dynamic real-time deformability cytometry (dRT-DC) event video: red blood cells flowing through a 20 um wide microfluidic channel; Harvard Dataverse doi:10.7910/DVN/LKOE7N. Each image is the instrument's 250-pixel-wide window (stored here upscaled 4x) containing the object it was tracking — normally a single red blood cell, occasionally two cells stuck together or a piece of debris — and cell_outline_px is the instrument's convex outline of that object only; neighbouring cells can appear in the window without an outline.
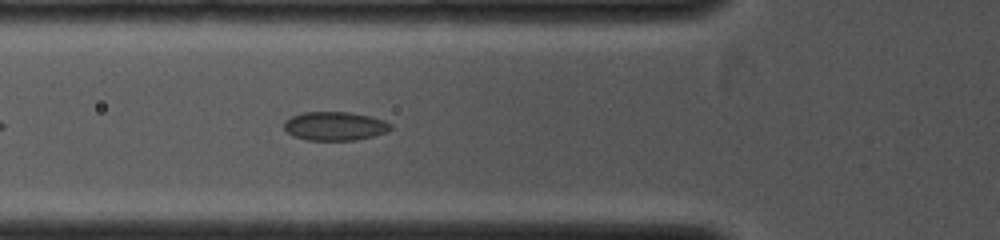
{"species": "common noctule bat (a hibernating species)", "species_latin": "Nyctalus noctula", "temperature_condition": "cold", "stored_images_in_passage": 3, "camera_frame_rate_fps": 4000, "um_per_image_px": 0.085, "animal": {"sex": "female", "body_mass_g": 19.0, "forearm_length_mm": 53.3}, "frame": {"image": 1, "passage_image": 3, "time_ms": 1.75, "image_size_px": [1000, 240], "cell_outline_px": [[392, 128], [388, 132], [356, 140], [308, 140], [292, 136], [284, 128], [284, 120], [292, 116], [304, 112], [352, 112], [384, 120], [392, 124]], "centroid_in_image_um": [28.47, 10.72], "position_along_channel_um": 97.3, "area_um2": 17.92}}